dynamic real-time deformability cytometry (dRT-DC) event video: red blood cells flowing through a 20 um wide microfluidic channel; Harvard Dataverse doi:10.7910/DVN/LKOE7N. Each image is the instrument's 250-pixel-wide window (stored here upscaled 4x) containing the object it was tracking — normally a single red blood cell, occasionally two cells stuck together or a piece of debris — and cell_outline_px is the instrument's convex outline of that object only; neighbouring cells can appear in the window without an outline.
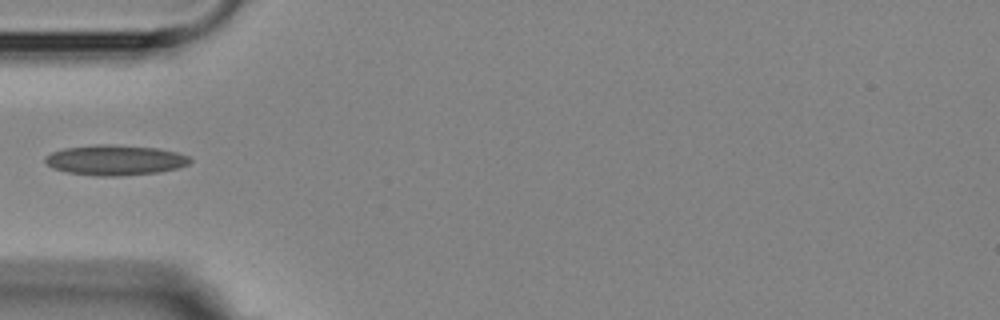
{"species": "Egyptian fruit bat (a non-hibernating species)", "species_latin": "Rousettus aegyptiacus", "temperature_condition": "room temperature", "stored_images_in_passage": 8, "camera_frame_rate_fps": 3000, "um_per_image_px": 0.085, "animal": {"sex": "female"}, "frame": {"image": 1, "passage_image": 5, "time_ms": 4.667, "image_size_px": [1000, 320], "cell_outline_px": [[192, 160], [188, 164], [176, 168], [160, 172], [120, 176], [96, 176], [68, 172], [52, 168], [44, 160], [52, 152], [64, 148], [96, 144], [108, 144], [156, 148], [176, 152], [188, 156]], "centroid_in_image_um": [9.79, 13.61], "position_along_channel_um": 75.2, "area_um2": 25.37}}
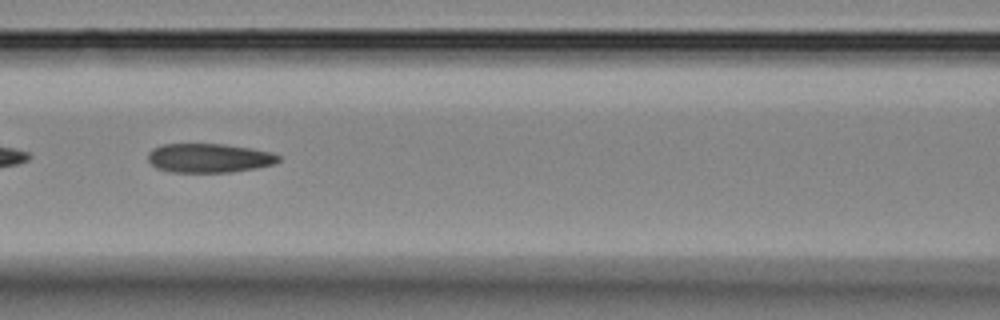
{"frame": {"image": 2, "passage_image": 7, "time_ms": 6.667, "image_size_px": [1000, 320], "cell_outline_px": [[280, 160], [276, 164], [256, 168], [232, 172], [168, 172], [156, 168], [148, 160], [148, 152], [152, 148], [160, 144], [224, 144], [252, 148], [272, 152], [280, 156]], "centroid_in_image_um": [17.77, 13.43], "position_along_channel_um": 148.8, "area_um2": 22.43}}
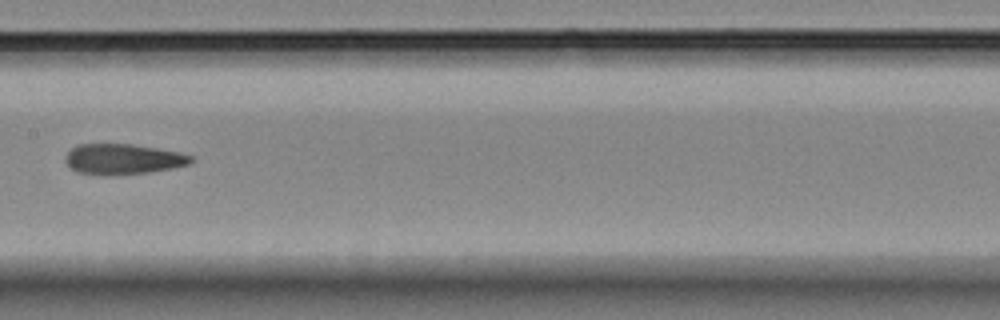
{"frame": {"image": 3, "passage_image": 8, "time_ms": 8.0, "image_size_px": [1000, 320], "cell_outline_px": [[192, 160], [188, 164], [172, 168], [148, 172], [108, 176], [104, 176], [76, 172], [64, 160], [68, 152], [72, 148], [80, 144], [132, 144], [180, 152], [192, 156]], "centroid_in_image_um": [10.43, 13.53], "position_along_channel_um": 197.0, "area_um2": 22.25}}